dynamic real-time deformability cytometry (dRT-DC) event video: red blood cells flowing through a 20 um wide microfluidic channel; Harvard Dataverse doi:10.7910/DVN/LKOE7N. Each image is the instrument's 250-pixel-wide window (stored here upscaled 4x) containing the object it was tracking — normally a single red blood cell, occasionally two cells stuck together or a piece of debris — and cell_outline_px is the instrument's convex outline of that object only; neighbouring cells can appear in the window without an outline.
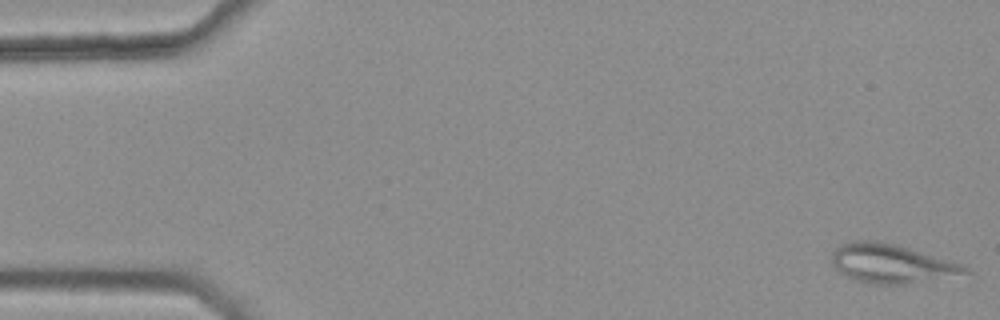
{"species": "common noctule bat (a hibernating species)", "species_latin": "Nyctalus noctula", "temperature_condition": "warm", "stored_images_in_passage": 44, "camera_frame_rate_fps": 3000, "um_per_image_px": 0.085, "animal": {"sex": "female", "body_mass_g": 25.1}, "frame": {"image": 1, "passage_image": 1, "time_ms": 0.0, "image_size_px": [1000, 320], "cell_outline_px": [[972, 272], [904, 284], [868, 284], [856, 280], [840, 272], [832, 264], [832, 252], [836, 248], [852, 240], [876, 240], [896, 244], [960, 264], [968, 268]], "centroid_in_image_um": [75.7, 22.39], "position_along_channel_um": 9.3, "area_um2": 29.65}}
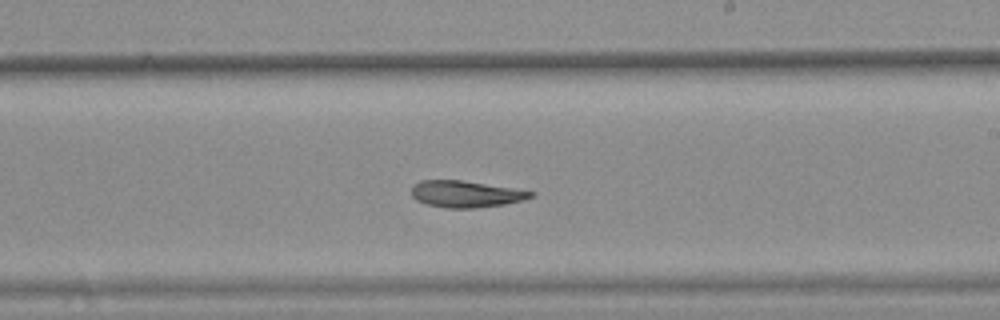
{"frame": {"image": 2, "passage_image": 31, "time_ms": 10.0, "image_size_px": [1000, 320], "cell_outline_px": [[536, 196], [524, 200], [504, 204], [476, 208], [448, 208], [428, 204], [416, 200], [412, 196], [412, 184], [420, 180], [460, 180], [512, 188], [536, 192]], "centroid_in_image_um": [39.61, 16.49], "position_along_channel_um": 249.4, "area_um2": 18.5}}
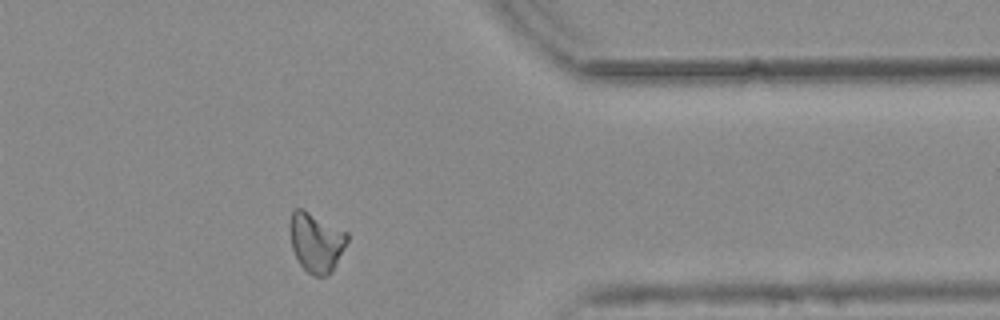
{"frame": {"image": 3, "passage_image": 43, "time_ms": 14.0, "image_size_px": [1000, 320], "cell_outline_px": [[348, 240], [332, 272], [324, 276], [312, 276], [300, 264], [292, 248], [292, 212], [296, 208], [304, 208], [348, 232]], "centroid_in_image_um": [26.92, 20.59], "position_along_channel_um": 384.5, "area_um2": 19.54}, "authors_computed_cell_mechanics": {"area_um2": 19.9121, "velocity_mm_per_s": 3.7491, "shape_relaxation_time_tau1_ms": null, "shape_relaxation_time_tau2_ms": 7.6056, "deformation_change_tau1": null, "deformation_change_tau2": 0.1215}}